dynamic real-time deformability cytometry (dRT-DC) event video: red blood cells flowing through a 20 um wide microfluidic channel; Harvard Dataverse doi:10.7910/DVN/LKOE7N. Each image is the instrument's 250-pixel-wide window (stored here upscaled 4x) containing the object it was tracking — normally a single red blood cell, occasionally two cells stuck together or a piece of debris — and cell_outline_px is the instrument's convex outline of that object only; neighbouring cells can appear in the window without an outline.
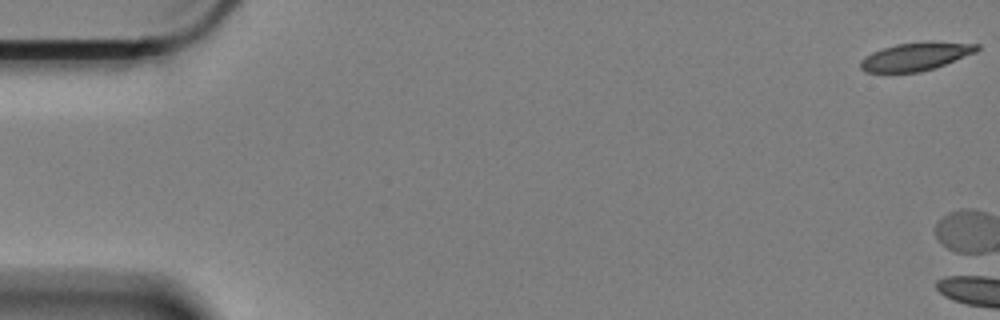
{"species": "Egyptian fruit bat (a non-hibernating species)", "species_latin": "Rousettus aegyptiacus", "temperature_condition": "cold", "stored_images_in_passage": 3, "camera_frame_rate_fps": 3000, "um_per_image_px": 0.085, "animal": {"sex": "female"}, "frame": {"image": 1, "passage_image": 1, "time_ms": 0.0, "image_size_px": [1000, 320], "cell_outline_px": [[980, 48], [976, 52], [944, 64], [920, 72], [864, 72], [860, 68], [860, 60], [864, 56], [872, 52], [896, 44], [928, 40], [932, 40], [980, 44]], "centroid_in_image_um": [77.84, 4.77], "position_along_channel_um": 7.2, "area_um2": 19.25}}